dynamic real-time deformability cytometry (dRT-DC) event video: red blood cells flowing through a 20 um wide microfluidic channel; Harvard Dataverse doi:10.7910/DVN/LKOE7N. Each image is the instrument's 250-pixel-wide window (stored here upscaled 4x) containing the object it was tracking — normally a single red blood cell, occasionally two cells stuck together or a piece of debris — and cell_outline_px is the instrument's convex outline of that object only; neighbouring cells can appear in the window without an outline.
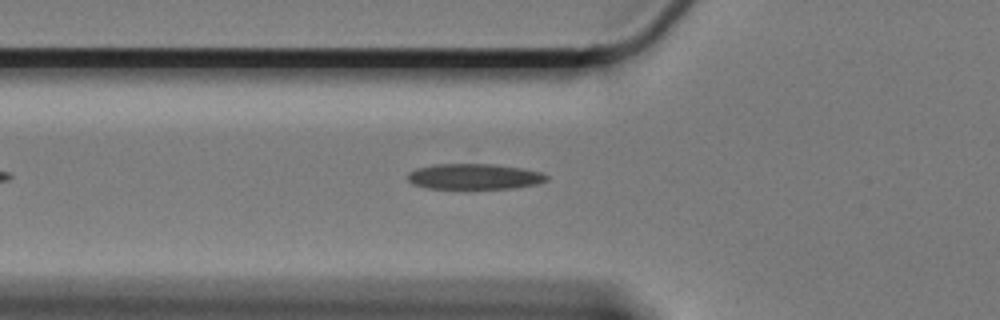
{"species": "Egyptian fruit bat (a non-hibernating species)", "species_latin": "Rousettus aegyptiacus", "temperature_condition": "cold", "stored_images_in_passage": 22, "camera_frame_rate_fps": 3000, "um_per_image_px": 0.085, "animal": {"sex": "female"}, "frame": {"image": 1, "passage_image": 10, "time_ms": 3.0, "image_size_px": [1000, 320], "cell_outline_px": [[548, 180], [536, 184], [512, 188], [428, 188], [412, 184], [408, 180], [408, 172], [416, 168], [436, 164], [492, 164], [520, 168], [544, 172], [548, 176]], "centroid_in_image_um": [40.31, 15.0], "position_along_channel_um": 85.5, "area_um2": 20.63}}
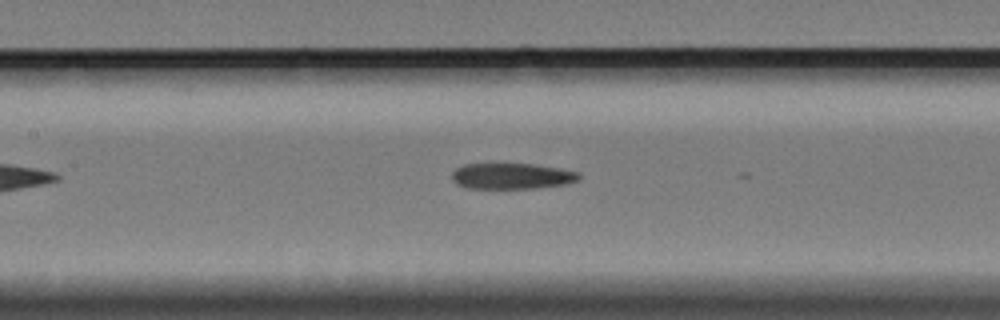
{"frame": {"image": 2, "passage_image": 17, "time_ms": 5.333, "image_size_px": [1000, 320], "cell_outline_px": [[580, 180], [568, 184], [536, 188], [468, 188], [456, 184], [452, 180], [452, 172], [456, 168], [464, 164], [536, 164], [560, 168], [580, 172]], "centroid_in_image_um": [43.54, 14.97], "position_along_channel_um": 163.9, "area_um2": 19.36}}
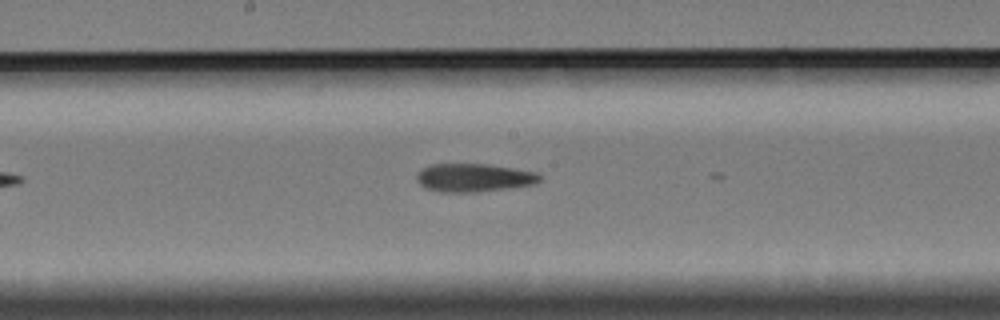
{"frame": {"image": 3, "passage_image": 21, "time_ms": 6.667, "image_size_px": [1000, 320], "cell_outline_px": [[540, 180], [532, 184], [504, 188], [472, 192], [444, 192], [428, 188], [420, 184], [416, 180], [416, 176], [424, 168], [432, 164], [488, 164], [540, 172]], "centroid_in_image_um": [40.29, 15.08], "position_along_channel_um": 207.9, "area_um2": 19.88}}